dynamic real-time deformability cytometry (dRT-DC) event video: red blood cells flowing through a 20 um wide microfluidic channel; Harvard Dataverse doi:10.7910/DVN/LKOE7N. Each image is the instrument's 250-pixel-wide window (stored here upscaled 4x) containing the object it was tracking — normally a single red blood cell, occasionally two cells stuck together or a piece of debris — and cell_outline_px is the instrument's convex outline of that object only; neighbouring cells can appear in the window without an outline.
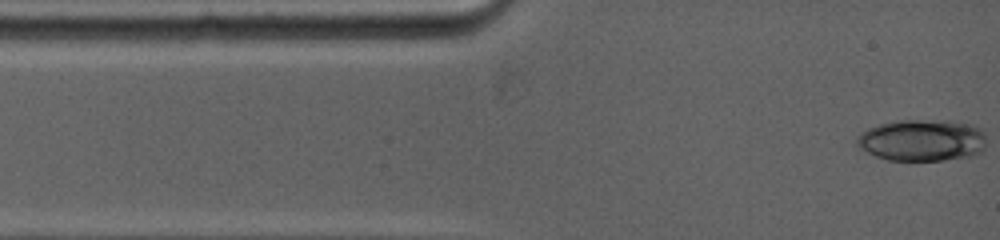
{"species": "common noctule bat (a hibernating species)", "species_latin": "Nyctalus noctula", "temperature_condition": "warm", "stored_images_in_passage": 40, "camera_frame_rate_fps": 5000, "um_per_image_px": 0.085, "animal": {"sex": "female", "body_mass_g": 19.0, "forearm_length_mm": 53.3}, "frame": {"image": 1, "passage_image": 1, "time_ms": 0.0, "image_size_px": [1000, 240], "cell_outline_px": [[984, 148], [980, 152], [972, 156], [944, 160], [888, 160], [876, 156], [860, 148], [856, 144], [856, 136], [860, 132], [868, 128], [880, 124], [900, 120], [952, 120], [972, 124], [980, 128], [984, 132]], "centroid_in_image_um": [78.38, 11.91], "position_along_channel_um": 6.6, "area_um2": 31.73}}
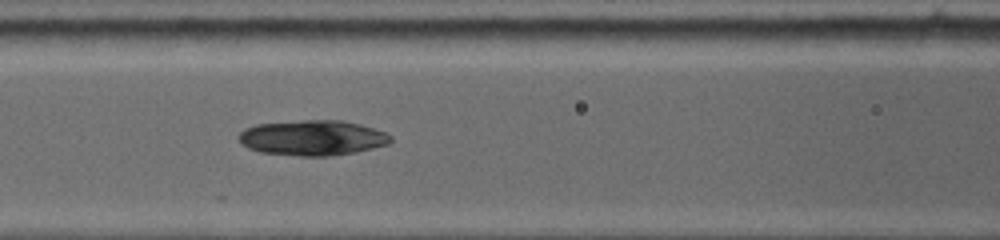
{"frame": {"image": 2, "passage_image": 10, "time_ms": 4.6, "image_size_px": [1000, 240], "cell_outline_px": [[392, 140], [388, 144], [372, 148], [352, 152], [328, 156], [300, 156], [260, 152], [248, 148], [240, 144], [236, 136], [244, 128], [256, 124], [304, 120], [340, 120], [360, 124], [388, 132], [392, 136]], "centroid_in_image_um": [26.53, 11.71], "position_along_channel_um": 140.1, "area_um2": 31.44}}
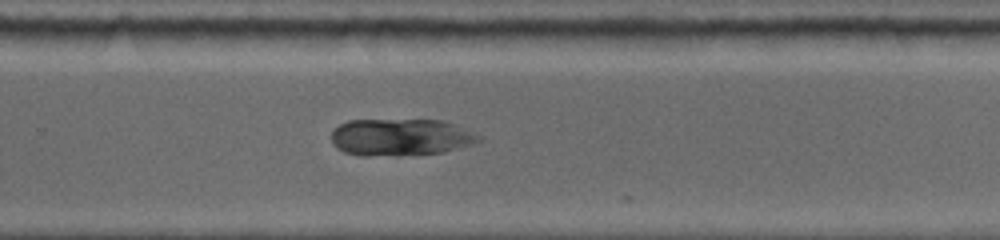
{"frame": {"image": 3, "passage_image": 22, "time_ms": 8.6, "image_size_px": [1000, 240], "cell_outline_px": [[480, 140], [472, 144], [444, 152], [396, 156], [360, 156], [344, 152], [336, 148], [332, 144], [332, 132], [340, 124], [348, 120], [440, 120], [476, 132], [480, 136]], "centroid_in_image_um": [34.02, 11.67], "position_along_channel_um": 295.8, "area_um2": 31.96}}